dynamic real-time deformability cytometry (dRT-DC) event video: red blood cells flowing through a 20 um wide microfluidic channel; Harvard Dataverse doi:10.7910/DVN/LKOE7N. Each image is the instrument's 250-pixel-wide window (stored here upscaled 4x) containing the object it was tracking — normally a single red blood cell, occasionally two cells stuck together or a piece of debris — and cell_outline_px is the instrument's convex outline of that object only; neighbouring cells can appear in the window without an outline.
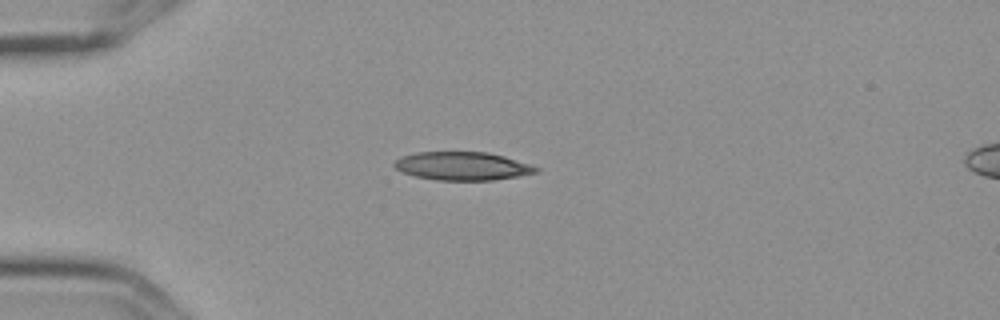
{"species": "Egyptian fruit bat (a non-hibernating species)", "species_latin": "Rousettus aegyptiacus", "temperature_condition": "cold", "stored_images_in_passage": 4, "camera_frame_rate_fps": 3000, "um_per_image_px": 0.085, "frame": {"image": 1, "passage_image": 1, "time_ms": 0.0, "image_size_px": [1000, 320], "cell_outline_px": [[540, 168], [536, 172], [516, 176], [492, 180], [436, 180], [416, 176], [404, 172], [396, 168], [392, 164], [396, 160], [404, 156], [416, 152], [488, 152], [504, 156]], "centroid_in_image_um": [39.29, 14.11], "position_along_channel_um": 45.7, "area_um2": 23.0}}
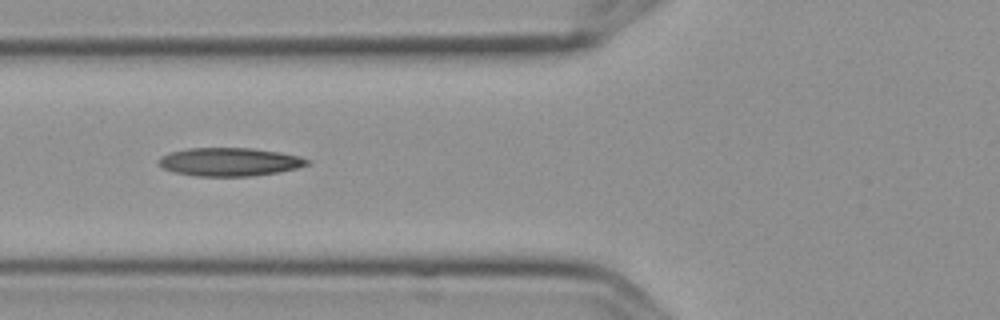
{"frame": {"image": 2, "passage_image": 3, "time_ms": 0.667, "image_size_px": [1000, 320], "cell_outline_px": [[308, 164], [296, 168], [280, 172], [252, 176], [196, 176], [172, 172], [164, 168], [160, 164], [160, 156], [172, 152], [188, 148], [252, 148], [280, 152], [300, 156], [308, 160]], "centroid_in_image_um": [19.52, 13.76], "position_along_channel_um": 106.3, "area_um2": 24.39}}
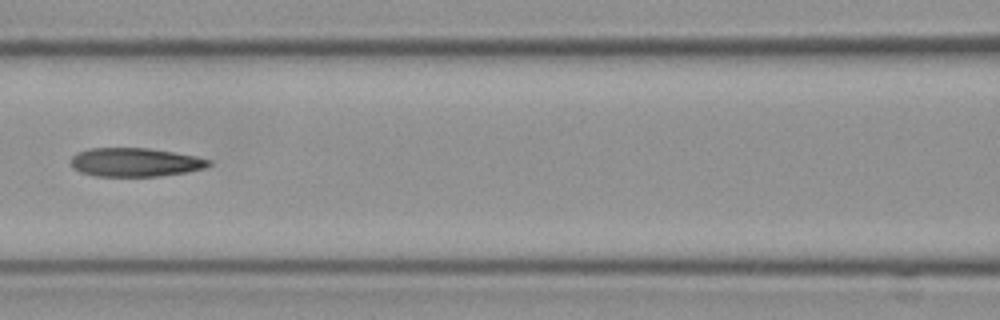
{"frame": {"image": 3, "passage_image": 4, "time_ms": 1.0, "image_size_px": [1000, 320], "cell_outline_px": [[212, 164], [204, 168], [188, 172], [160, 176], [96, 176], [80, 172], [72, 168], [72, 156], [76, 152], [88, 148], [148, 148], [196, 156], [212, 160]], "centroid_in_image_um": [11.49, 13.79], "position_along_channel_um": 155.1, "area_um2": 23.18}}